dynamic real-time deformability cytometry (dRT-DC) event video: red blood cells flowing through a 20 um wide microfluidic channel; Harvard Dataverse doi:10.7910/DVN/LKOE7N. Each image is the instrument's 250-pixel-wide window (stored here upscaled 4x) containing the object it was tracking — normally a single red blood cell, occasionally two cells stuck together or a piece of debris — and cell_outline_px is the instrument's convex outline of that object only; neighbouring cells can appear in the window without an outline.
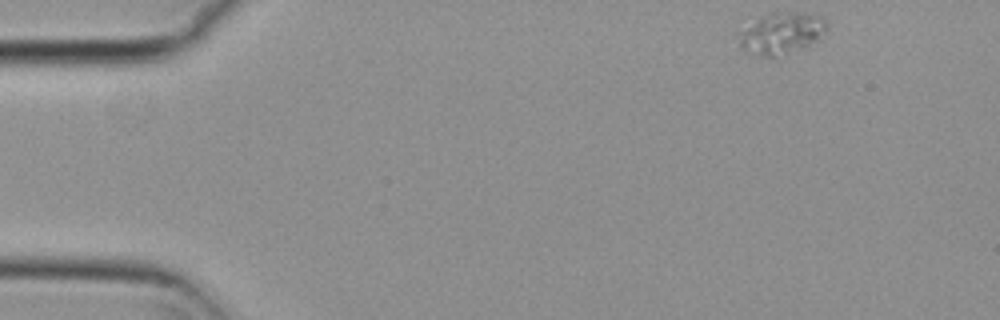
{"species": "common noctule bat (a hibernating species)", "species_latin": "Nyctalus noctula", "temperature_condition": "cold", "stored_images_in_passage": 51, "camera_frame_rate_fps": 3000, "um_per_image_px": 0.085, "animal": {"sex": "female", "body_mass_g": 29.2, "forearm_length_mm": 56.3}, "frame": {"image": 1, "passage_image": 1, "time_ms": 0.0, "image_size_px": [1000, 320], "cell_outline_px": [[828, 28], [816, 44], [812, 48], [772, 56], [764, 56], [744, 52], [740, 48], [732, 32], [772, 12], [816, 12], [828, 24]], "centroid_in_image_um": [66.41, 2.83], "position_along_channel_um": 18.6, "area_um2": 22.54}}
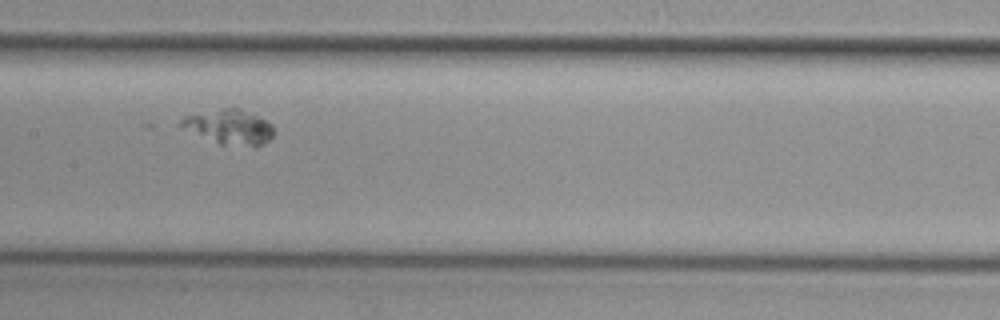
{"frame": {"image": 2, "passage_image": 23, "time_ms": 7.333, "image_size_px": [1000, 320], "cell_outline_px": [[272, 136], [268, 140], [256, 148], [220, 144], [176, 124], [184, 116], [224, 108], [240, 108], [272, 124]], "centroid_in_image_um": [19.5, 10.81], "position_along_channel_um": 187.9, "area_um2": 18.44}}
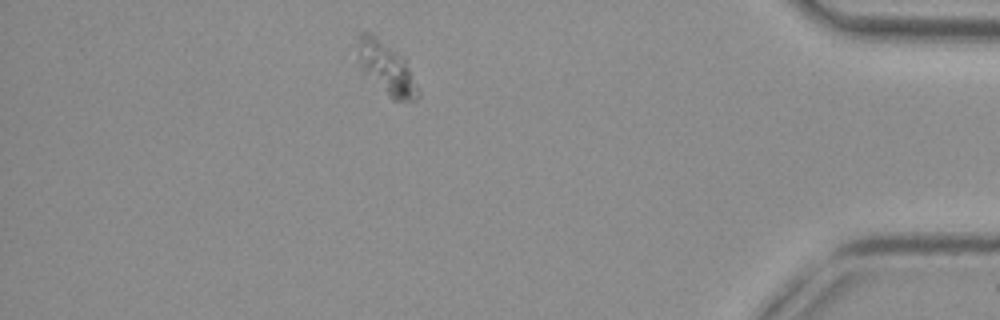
{"frame": {"image": 3, "passage_image": 44, "time_ms": 14.333, "image_size_px": [1000, 320], "cell_outline_px": [[420, 96], [416, 100], [392, 100], [364, 72], [360, 60], [356, 36], [360, 32], [368, 32], [404, 56], [420, 92]], "centroid_in_image_um": [32.88, 5.8], "position_along_channel_um": 402.3, "area_um2": 18.03}}